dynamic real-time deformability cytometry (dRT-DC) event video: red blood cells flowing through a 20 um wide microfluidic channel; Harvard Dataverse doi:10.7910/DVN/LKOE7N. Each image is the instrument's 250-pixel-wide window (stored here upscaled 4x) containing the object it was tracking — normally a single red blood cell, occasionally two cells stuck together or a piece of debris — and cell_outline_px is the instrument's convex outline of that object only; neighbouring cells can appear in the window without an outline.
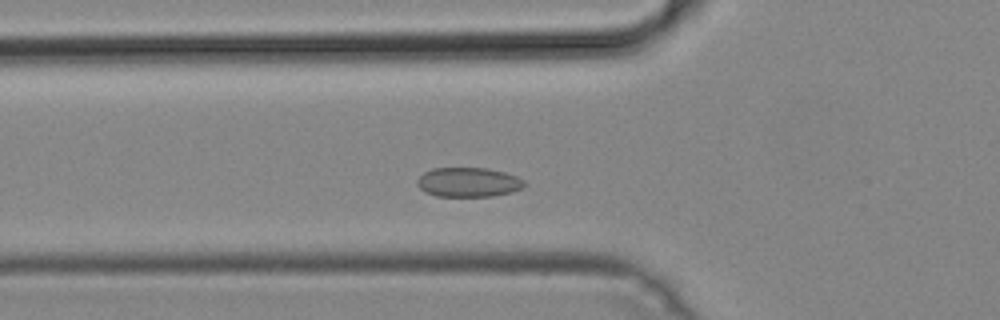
{"species": "common noctule bat (a hibernating species)", "species_latin": "Nyctalus noctula", "temperature_condition": "cold", "stored_images_in_passage": 40, "camera_frame_rate_fps": 3000, "um_per_image_px": 0.085, "animal": {"sex": "male", "body_mass_g": 19.2, "forearm_length_mm": 51.8}, "frame": {"image": 1, "passage_image": 7, "time_ms": 2.0, "image_size_px": [1000, 320], "cell_outline_px": [[528, 184], [512, 192], [492, 196], [436, 196], [420, 188], [416, 184], [416, 180], [424, 172], [432, 168], [488, 168], [504, 172], [516, 176], [524, 180]], "centroid_in_image_um": [39.82, 15.48], "position_along_channel_um": 86.0, "area_um2": 18.38}}
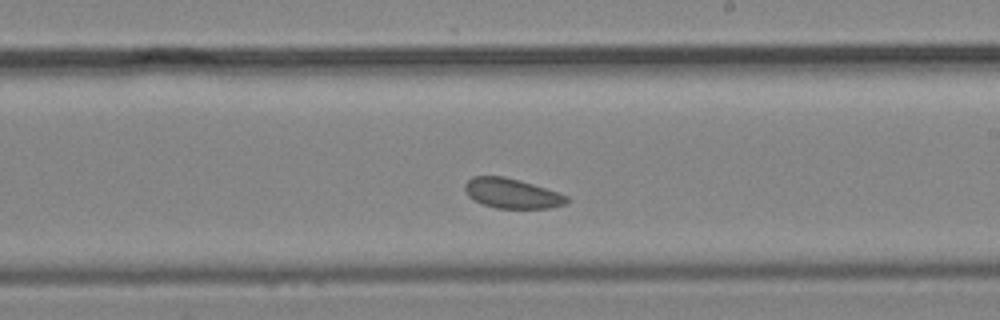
{"frame": {"image": 2, "passage_image": 19, "time_ms": 6.0, "image_size_px": [1000, 320], "cell_outline_px": [[568, 200], [564, 204], [548, 208], [496, 208], [472, 200], [468, 196], [464, 188], [464, 184], [472, 176], [504, 176], [520, 180], [568, 196]], "centroid_in_image_um": [43.45, 16.43], "position_along_channel_um": 245.5, "area_um2": 17.57}}
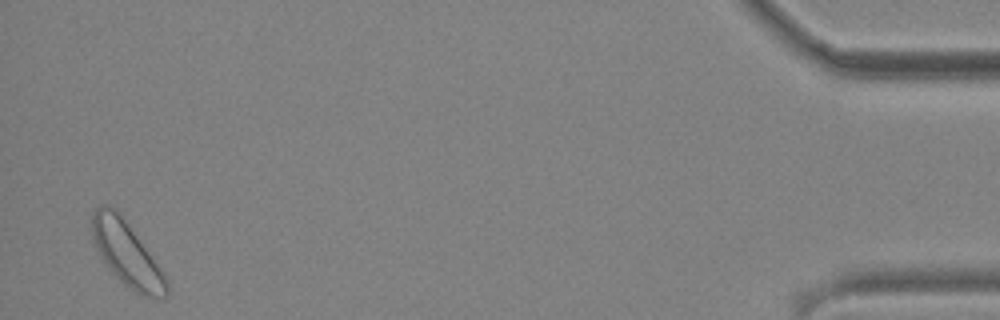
{"frame": {"image": 3, "passage_image": 39, "time_ms": 12.667, "image_size_px": [1000, 320], "cell_outline_px": [[168, 296], [140, 296], [124, 284], [112, 272], [100, 256], [92, 240], [92, 212], [96, 208], [104, 204], [108, 204], [120, 212], [168, 280]], "centroid_in_image_um": [10.74, 21.55], "position_along_channel_um": 424.5, "area_um2": 27.51}}